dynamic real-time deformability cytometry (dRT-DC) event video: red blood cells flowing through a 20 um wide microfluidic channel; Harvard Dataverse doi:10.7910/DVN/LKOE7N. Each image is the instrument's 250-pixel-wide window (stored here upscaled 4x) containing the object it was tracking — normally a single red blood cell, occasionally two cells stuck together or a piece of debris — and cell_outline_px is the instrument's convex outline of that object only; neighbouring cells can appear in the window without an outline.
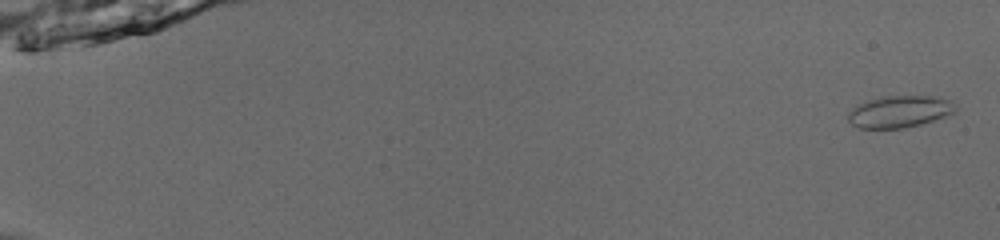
{"species": "common noctule bat (a hibernating species)", "species_latin": "Nyctalus noctula", "temperature_condition": "room temperature", "stored_images_in_passage": 54, "camera_frame_rate_fps": 3000, "um_per_image_px": 0.085, "animal": {"sex": "male", "body_mass_g": 13.0, "forearm_length_mm": 53.1}, "frame": {"image": 1, "passage_image": 2, "time_ms": 0.333, "image_size_px": [1000, 240], "cell_outline_px": [[956, 112], [920, 124], [904, 128], [860, 128], [852, 124], [848, 120], [848, 112], [852, 108], [860, 104], [884, 96], [932, 96], [948, 100], [956, 108]], "centroid_in_image_um": [76.44, 9.49], "position_along_channel_um": 8.6, "area_um2": 19.48}}
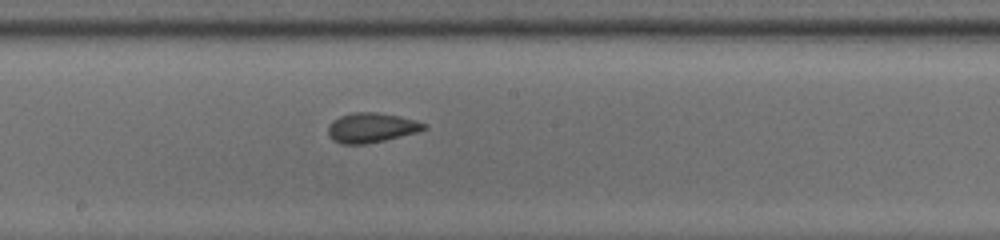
{"frame": {"image": 2, "passage_image": 32, "time_ms": 10.333, "image_size_px": [1000, 240], "cell_outline_px": [[428, 128], [416, 132], [384, 140], [364, 144], [340, 144], [332, 140], [328, 132], [328, 128], [332, 120], [340, 116], [352, 112], [376, 112], [400, 116], [416, 120], [428, 124]], "centroid_in_image_um": [31.57, 10.84], "position_along_channel_um": 216.6, "area_um2": 16.65}}
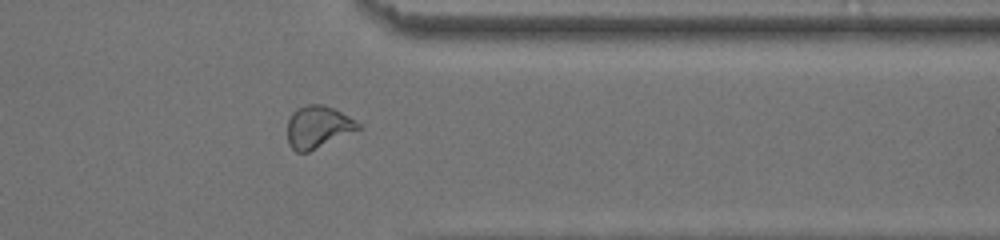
{"frame": {"image": 3, "passage_image": 45, "time_ms": 14.667, "image_size_px": [1000, 240], "cell_outline_px": [[360, 128], [308, 152], [296, 152], [288, 144], [288, 120], [292, 112], [296, 108], [308, 104], [324, 104], [348, 116], [360, 124]], "centroid_in_image_um": [26.97, 10.78], "position_along_channel_um": 384.4, "area_um2": 17.11}, "authors_computed_cell_mechanics": {"area_um2": 17.4556, "velocity_mm_per_s": 3.919, "shape_relaxation_time_tau1_ms": 5.5366, "shape_relaxation_time_tau2_ms": 1.1576, "deformation_change_tau1": 0.1316, "deformation_change_tau2": 0.0548}}